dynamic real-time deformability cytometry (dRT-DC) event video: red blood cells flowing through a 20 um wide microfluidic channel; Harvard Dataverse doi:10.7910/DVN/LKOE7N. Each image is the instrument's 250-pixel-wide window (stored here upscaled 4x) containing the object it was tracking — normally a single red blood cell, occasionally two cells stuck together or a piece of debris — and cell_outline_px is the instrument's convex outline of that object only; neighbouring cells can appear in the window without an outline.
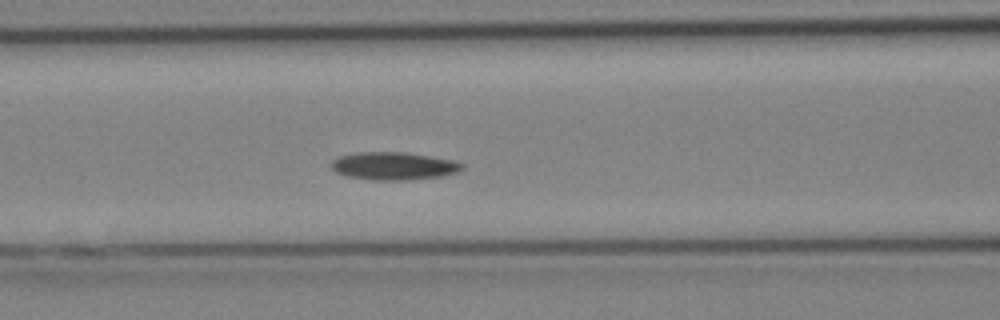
{"species": "Egyptian fruit bat (a non-hibernating species)", "species_latin": "Rousettus aegyptiacus", "temperature_condition": "cold", "stored_images_in_passage": 22, "camera_frame_rate_fps": 3000, "um_per_image_px": 0.085, "animal": {"sex": "female"}, "frame": {"image": 1, "passage_image": 13, "time_ms": 4.0, "image_size_px": [1000, 320], "cell_outline_px": [[464, 168], [456, 172], [440, 176], [408, 180], [372, 180], [348, 176], [336, 172], [332, 168], [332, 160], [340, 156], [356, 152], [404, 152], [452, 160], [464, 164]], "centroid_in_image_um": [33.45, 14.11], "position_along_channel_um": 133.2, "area_um2": 20.98}}